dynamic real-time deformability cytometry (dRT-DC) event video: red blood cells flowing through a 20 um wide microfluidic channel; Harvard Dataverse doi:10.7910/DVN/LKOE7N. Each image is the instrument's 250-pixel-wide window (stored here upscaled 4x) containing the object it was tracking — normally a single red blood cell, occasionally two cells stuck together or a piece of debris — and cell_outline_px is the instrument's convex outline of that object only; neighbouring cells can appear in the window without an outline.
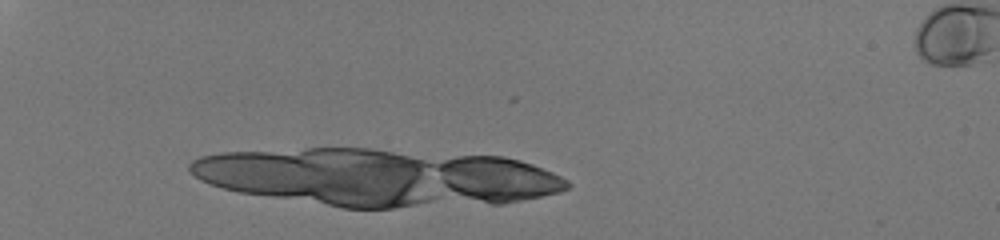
{"species": "human", "species_latin": "Homo sapiens", "temperature_condition": "room temperature", "stored_images_in_passage": 6, "camera_frame_rate_fps": 3000, "um_per_image_px": 0.085, "donor": {"sex": "male"}, "frame": {"image": 1, "passage_image": 6, "time_ms": 1.667, "image_size_px": [1000, 240], "cell_outline_px": [[568, 184], [564, 188], [552, 192], [536, 196], [508, 200], [484, 200], [460, 192], [452, 188], [444, 180], [436, 168], [440, 164], [448, 160], [464, 156], [496, 156], [516, 160], [540, 168], [564, 180]], "centroid_in_image_um": [42.33, 15.13], "position_along_channel_um": 42.7, "area_um2": 29.48}}